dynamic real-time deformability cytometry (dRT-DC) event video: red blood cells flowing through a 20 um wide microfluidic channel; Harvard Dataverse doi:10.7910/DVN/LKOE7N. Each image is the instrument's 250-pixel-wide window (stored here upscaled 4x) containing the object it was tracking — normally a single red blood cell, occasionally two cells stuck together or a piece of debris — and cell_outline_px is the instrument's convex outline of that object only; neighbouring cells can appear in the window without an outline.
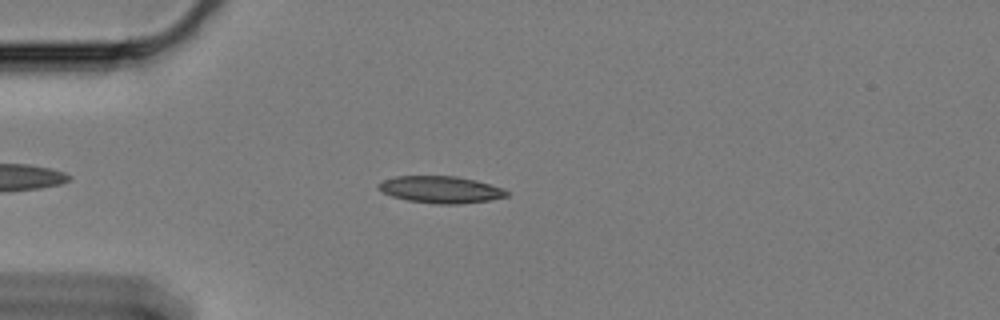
{"species": "Egyptian fruit bat (a non-hibernating species)", "species_latin": "Rousettus aegyptiacus", "temperature_condition": "cold", "stored_images_in_passage": 54, "camera_frame_rate_fps": 3000, "um_per_image_px": 0.085, "animal": {"sex": "female"}, "frame": {"image": 1, "passage_image": 10, "time_ms": 3.0, "image_size_px": [1000, 320], "cell_outline_px": [[508, 196], [488, 200], [456, 204], [440, 204], [408, 200], [392, 196], [384, 192], [376, 184], [384, 180], [396, 176], [456, 176], [476, 180], [504, 188], [508, 192]], "centroid_in_image_um": [37.48, 16.1], "position_along_channel_um": 47.5, "area_um2": 19.88}}
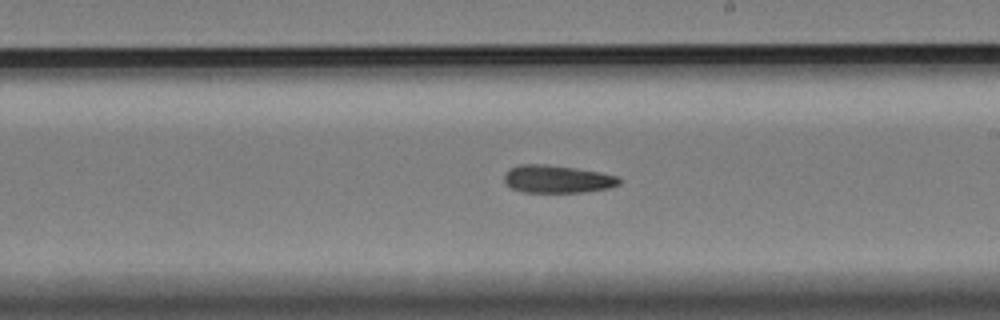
{"frame": {"image": 2, "passage_image": 29, "time_ms": 9.333, "image_size_px": [1000, 320], "cell_outline_px": [[624, 180], [620, 184], [608, 188], [584, 192], [524, 192], [512, 188], [504, 180], [504, 172], [508, 168], [520, 164], [548, 164], [576, 168], [600, 172], [620, 176]], "centroid_in_image_um": [47.4, 15.21], "position_along_channel_um": 241.6, "area_um2": 18.84}}
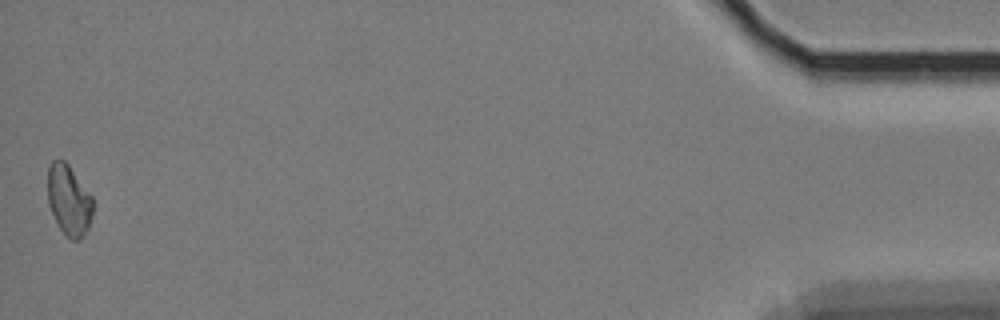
{"frame": {"image": 3, "passage_image": 54, "time_ms": 17.667, "image_size_px": [1000, 320], "cell_outline_px": [[92, 216], [88, 228], [76, 240], [72, 240], [60, 228], [48, 204], [48, 164], [52, 160], [64, 160], [68, 164], [92, 196]], "centroid_in_image_um": [5.84, 16.96], "position_along_channel_um": 429.4, "area_um2": 18.21}}